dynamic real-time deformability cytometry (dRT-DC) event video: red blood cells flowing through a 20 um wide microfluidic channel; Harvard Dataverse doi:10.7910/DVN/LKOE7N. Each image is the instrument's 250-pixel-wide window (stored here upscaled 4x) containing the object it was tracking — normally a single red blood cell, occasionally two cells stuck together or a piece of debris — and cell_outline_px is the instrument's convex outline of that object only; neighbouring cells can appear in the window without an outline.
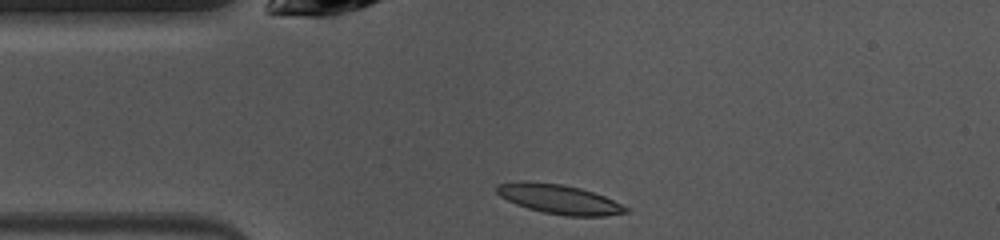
{"species": "common noctule bat (a hibernating species)", "species_latin": "Nyctalus noctula", "temperature_condition": "warm", "stored_images_in_passage": 39, "camera_frame_rate_fps": 3000, "um_per_image_px": 0.085, "animal": {"sex": "female", "body_mass_g": 10.0, "forearm_length_mm": 53.1}, "frame": {"image": 1, "passage_image": 1, "time_ms": 0.0, "image_size_px": [1000, 240], "cell_outline_px": [[628, 212], [604, 216], [568, 216], [544, 212], [528, 208], [516, 204], [500, 196], [496, 192], [496, 184], [520, 180], [564, 184], [580, 188], [604, 196], [628, 208]], "centroid_in_image_um": [47.48, 16.91], "position_along_channel_um": 37.5, "area_um2": 22.02}}
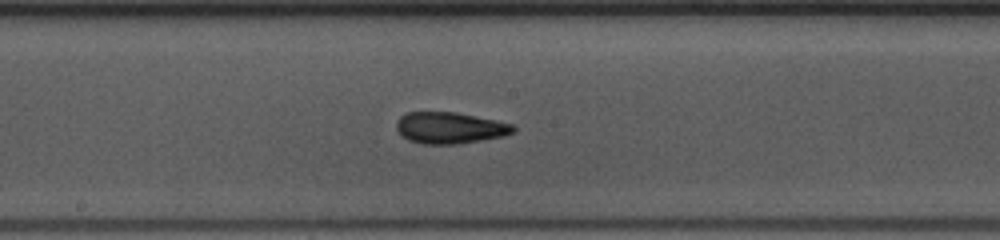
{"frame": {"image": 2, "passage_image": 15, "time_ms": 4.667, "image_size_px": [1000, 240], "cell_outline_px": [[516, 132], [504, 136], [456, 144], [424, 144], [408, 140], [396, 128], [396, 120], [404, 112], [456, 112], [496, 120], [512, 124], [516, 128]], "centroid_in_image_um": [38.24, 10.86], "position_along_channel_um": 210.0, "area_um2": 21.44}}
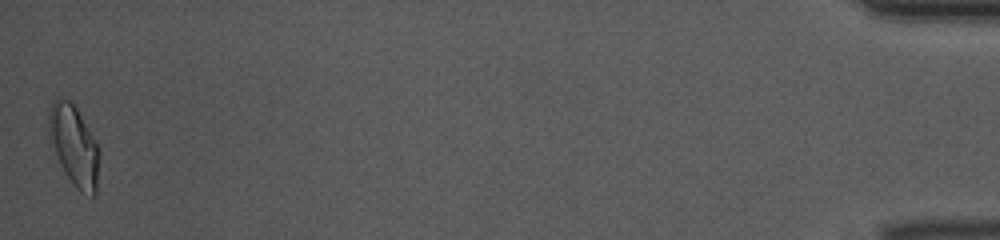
{"frame": {"image": 3, "passage_image": 39, "time_ms": 12.667, "image_size_px": [1000, 240], "cell_outline_px": [[100, 156], [96, 196], [92, 196], [80, 192], [72, 184], [60, 164], [48, 140], [48, 116], [52, 100], [68, 100], [76, 108], [100, 148]], "centroid_in_image_um": [6.3, 12.43], "position_along_channel_um": 428.9, "area_um2": 23.81}, "authors_computed_cell_mechanics": {"area_um2": 21.1548, "velocity_mm_per_s": 4.0396, "shape_relaxation_time_tau1_ms": 9.5569, "shape_relaxation_time_tau2_ms": 2.2799, "deformation_change_tau1": 0.2334, "deformation_change_tau2": 0.0877}}